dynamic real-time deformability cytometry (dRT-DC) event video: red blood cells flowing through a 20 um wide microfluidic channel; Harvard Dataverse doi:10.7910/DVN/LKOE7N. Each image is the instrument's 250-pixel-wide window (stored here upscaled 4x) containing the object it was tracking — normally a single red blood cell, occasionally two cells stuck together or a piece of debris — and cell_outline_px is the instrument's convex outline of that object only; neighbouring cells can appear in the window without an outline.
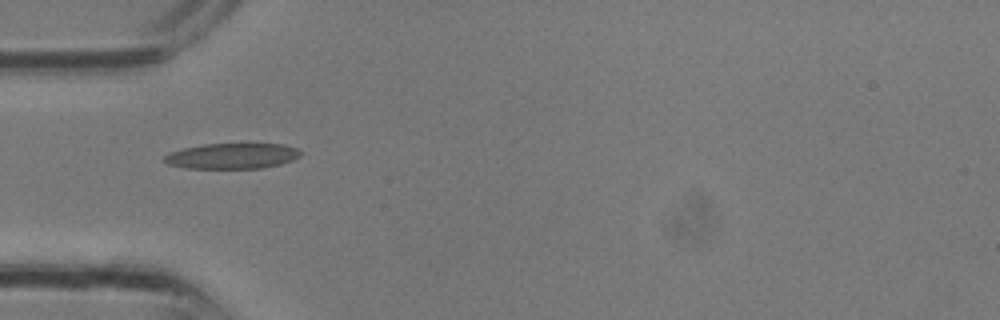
{"species": "common noctule bat (a hibernating species)", "species_latin": "Nyctalus noctula", "temperature_condition": "room temperature", "stored_images_in_passage": 4, "camera_frame_rate_fps": 3000, "um_per_image_px": 0.085, "animal": {"sex": "male", "body_mass_g": 13.3}, "frame": {"image": 1, "passage_image": 4, "time_ms": 1.0, "image_size_px": [1000, 320], "cell_outline_px": [[304, 152], [300, 156], [292, 160], [280, 164], [260, 168], [184, 168], [168, 164], [164, 160], [164, 156], [168, 152], [184, 148], [204, 144], [248, 140], [284, 144], [296, 148]], "centroid_in_image_um": [19.8, 13.19], "position_along_channel_um": 65.2, "area_um2": 21.44}}